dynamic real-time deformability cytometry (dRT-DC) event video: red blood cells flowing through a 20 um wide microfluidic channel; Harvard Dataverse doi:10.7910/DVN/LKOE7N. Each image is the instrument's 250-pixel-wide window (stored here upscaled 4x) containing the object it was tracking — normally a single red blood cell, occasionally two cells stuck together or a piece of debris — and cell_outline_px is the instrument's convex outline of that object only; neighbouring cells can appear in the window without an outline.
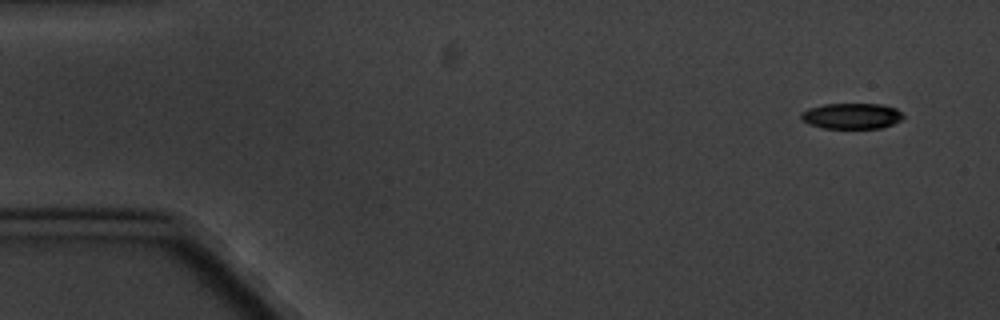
{"species": "common noctule bat (a hibernating species)", "species_latin": "Nyctalus noctula", "temperature_condition": "cold", "stored_images_in_passage": 5, "camera_frame_rate_fps": 3000, "um_per_image_px": 0.085, "animal": {"sex": "male", "body_mass_g": 20.1, "forearm_length_mm": 53.5}, "frame": {"image": 1, "passage_image": 1, "time_ms": 0.0, "image_size_px": [1000, 320], "cell_outline_px": [[904, 116], [900, 120], [892, 124], [880, 128], [824, 128], [808, 124], [800, 116], [800, 112], [808, 108], [824, 104], [880, 104], [896, 108]], "centroid_in_image_um": [72.36, 9.85], "position_along_channel_um": 12.6, "area_um2": 15.26}}
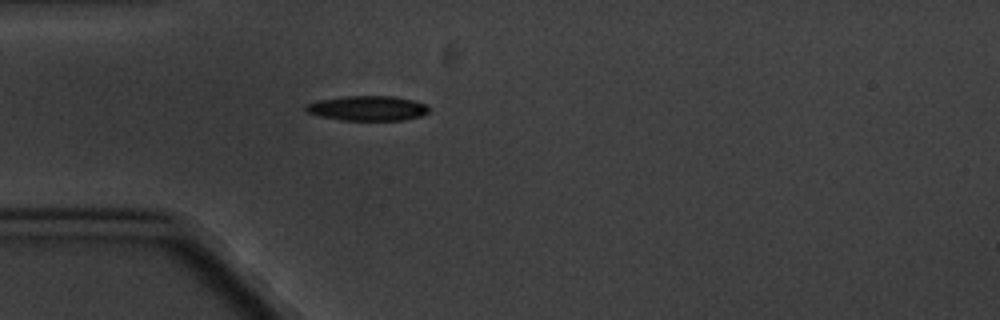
{"frame": {"image": 2, "passage_image": 5, "time_ms": 4.333, "image_size_px": [1000, 320], "cell_outline_px": [[428, 112], [420, 116], [404, 120], [340, 120], [320, 116], [308, 112], [304, 108], [304, 104], [320, 100], [344, 96], [392, 96], [412, 100], [424, 104], [428, 108]], "centroid_in_image_um": [31.2, 9.2], "position_along_channel_um": 53.8, "area_um2": 17.69}}